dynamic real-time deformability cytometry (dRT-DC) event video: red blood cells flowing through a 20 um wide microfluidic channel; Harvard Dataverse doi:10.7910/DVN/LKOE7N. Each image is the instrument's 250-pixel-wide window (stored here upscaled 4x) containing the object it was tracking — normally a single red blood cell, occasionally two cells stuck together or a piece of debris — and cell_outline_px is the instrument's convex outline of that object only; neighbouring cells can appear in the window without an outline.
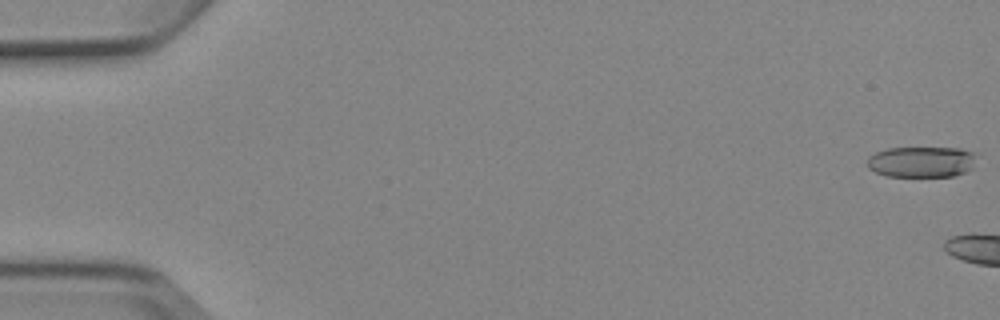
{"species": "Egyptian fruit bat (a non-hibernating species)", "species_latin": "Rousettus aegyptiacus", "temperature_condition": "cold", "stored_images_in_passage": 4, "camera_frame_rate_fps": 3000, "um_per_image_px": 0.085, "animal": {"sex": "female"}, "frame": {"image": 1, "passage_image": 1, "time_ms": 0.0, "image_size_px": [1000, 320], "cell_outline_px": [[980, 152], [972, 168], [964, 172], [952, 176], [888, 176], [876, 172], [868, 168], [868, 156], [876, 152], [888, 148], [960, 148]], "centroid_in_image_um": [78.4, 13.74], "position_along_channel_um": 6.6, "area_um2": 19.88}}